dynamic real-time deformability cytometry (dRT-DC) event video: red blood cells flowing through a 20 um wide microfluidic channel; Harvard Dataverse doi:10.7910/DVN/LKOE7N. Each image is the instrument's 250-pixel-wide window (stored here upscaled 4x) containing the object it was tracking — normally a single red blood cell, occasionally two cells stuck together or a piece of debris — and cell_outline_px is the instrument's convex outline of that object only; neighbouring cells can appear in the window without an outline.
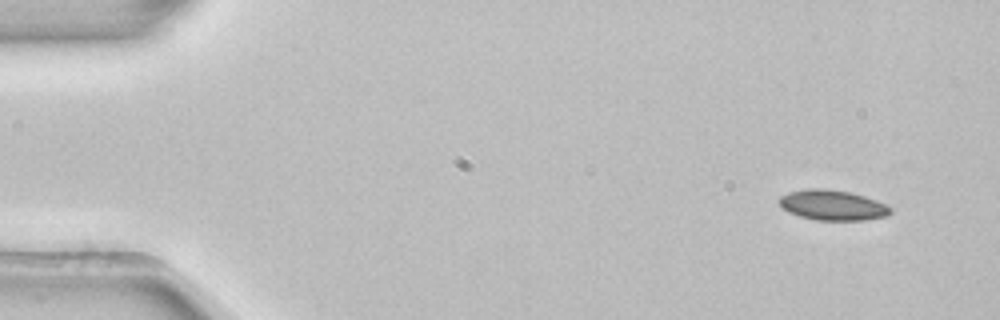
{"species": "common noctule bat (a hibernating species)", "species_latin": "Nyctalus noctula", "temperature_condition": "room temperature", "stored_images_in_passage": 3, "camera_frame_rate_fps": 3000, "um_per_image_px": 0.085, "animal": {"sex": "female", "body_mass_g": 22.7, "forearm_length_mm": 54.2}, "frame": {"image": 1, "passage_image": 1, "time_ms": 0.0, "image_size_px": [1000, 320], "cell_outline_px": [[892, 212], [888, 216], [864, 220], [816, 220], [800, 216], [788, 212], [780, 204], [780, 196], [788, 192], [808, 188], [824, 188], [848, 192], [864, 196], [888, 204], [892, 208]], "centroid_in_image_um": [70.81, 17.44], "position_along_channel_um": 14.2, "area_um2": 19.65}}